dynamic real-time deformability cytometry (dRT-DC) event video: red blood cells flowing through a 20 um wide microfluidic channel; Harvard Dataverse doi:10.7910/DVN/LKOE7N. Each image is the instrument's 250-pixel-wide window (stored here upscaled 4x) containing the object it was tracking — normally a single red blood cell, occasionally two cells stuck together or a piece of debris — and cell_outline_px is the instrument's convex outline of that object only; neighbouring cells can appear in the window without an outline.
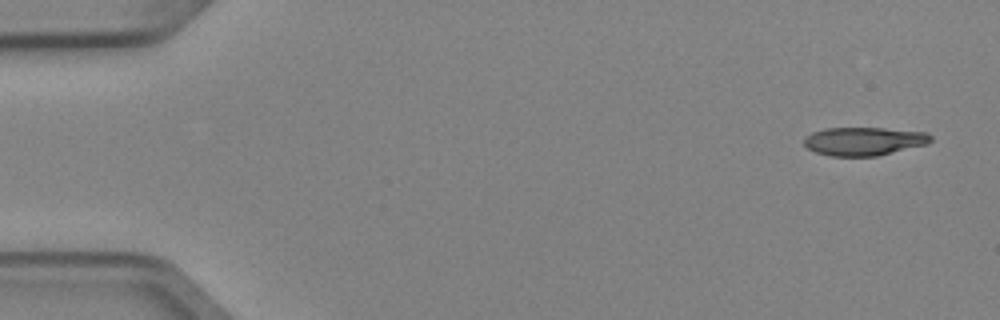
{"species": "Egyptian fruit bat (a non-hibernating species)", "species_latin": "Rousettus aegyptiacus", "temperature_condition": "cold", "stored_images_in_passage": 5, "segment_of_instrument_passage": [1, 2], "camera_frame_rate_fps": 3000, "um_per_image_px": 0.085, "animal": {"sex": "female"}, "frame": {"image": 1, "passage_image": 1, "time_ms": 0.0, "image_size_px": [1000, 320], "cell_outline_px": [[932, 140], [928, 144], [876, 156], [832, 156], [816, 152], [808, 148], [804, 144], [804, 136], [812, 132], [824, 128], [884, 128], [928, 132], [932, 136]], "centroid_in_image_um": [73.45, 11.99], "position_along_channel_um": 11.6, "area_um2": 21.04}}